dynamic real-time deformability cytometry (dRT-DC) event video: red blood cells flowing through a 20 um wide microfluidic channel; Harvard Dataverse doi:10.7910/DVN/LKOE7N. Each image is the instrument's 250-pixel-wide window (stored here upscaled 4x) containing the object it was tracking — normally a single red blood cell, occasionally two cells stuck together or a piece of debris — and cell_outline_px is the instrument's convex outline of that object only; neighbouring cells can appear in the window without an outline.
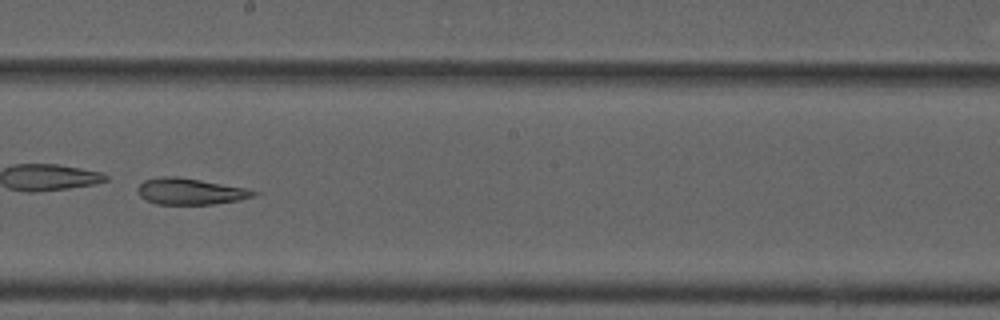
{"species": "common noctule bat (a hibernating species)", "species_latin": "Nyctalus noctula", "temperature_condition": "cold", "stored_images_in_passage": 9, "camera_frame_rate_fps": 3000, "um_per_image_px": 0.085, "animal": {"sex": "male", "forearm_length_mm": 52.5}, "frame": {"image": 1, "passage_image": 7, "time_ms": 8.0, "image_size_px": [1000, 320], "cell_outline_px": [[264, 192], [240, 200], [212, 204], [156, 204], [140, 196], [136, 192], [136, 188], [144, 180], [160, 176], [176, 176], [248, 188]], "centroid_in_image_um": [16.19, 16.26], "position_along_channel_um": 232.0, "area_um2": 17.92}}
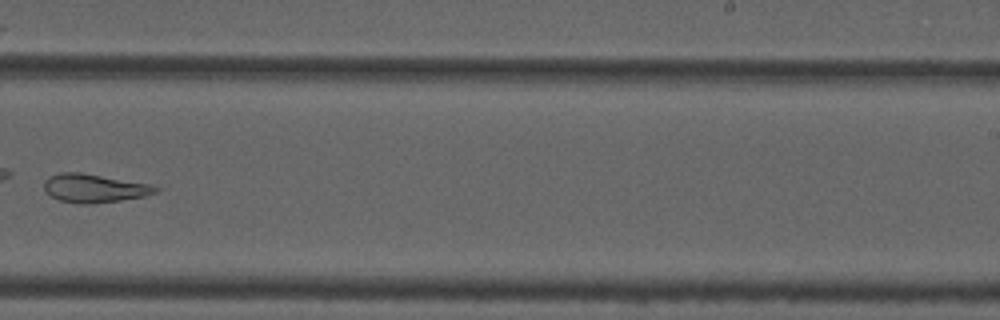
{"frame": {"image": 2, "passage_image": 8, "time_ms": 9.333, "image_size_px": [1000, 320], "cell_outline_px": [[168, 188], [144, 196], [120, 200], [88, 204], [76, 204], [60, 200], [52, 196], [44, 188], [44, 180], [48, 176], [60, 172], [80, 172], [152, 184]], "centroid_in_image_um": [8.07, 15.99], "position_along_channel_um": 280.9, "area_um2": 18.73}}